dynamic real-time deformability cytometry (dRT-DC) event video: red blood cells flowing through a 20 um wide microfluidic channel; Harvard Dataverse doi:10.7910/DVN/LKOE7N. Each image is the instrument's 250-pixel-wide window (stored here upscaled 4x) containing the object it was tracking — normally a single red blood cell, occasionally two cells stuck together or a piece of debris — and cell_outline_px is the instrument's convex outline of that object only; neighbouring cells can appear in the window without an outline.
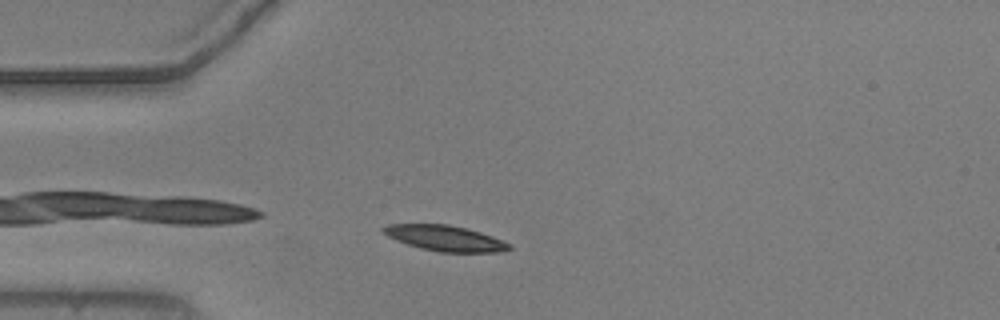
{"species": "common noctule bat (a hibernating species)", "species_latin": "Nyctalus noctula", "temperature_condition": "warm", "stored_images_in_passage": 42, "camera_frame_rate_fps": 3000, "um_per_image_px": 0.085, "animal": {"sex": "male", "body_mass_g": 20.5, "forearm_length_mm": 52.5}, "frame": {"image": 1, "passage_image": 2, "time_ms": 0.333, "image_size_px": [1000, 320], "cell_outline_px": [[512, 248], [500, 252], [440, 252], [420, 248], [396, 240], [380, 232], [380, 228], [388, 224], [448, 224], [468, 228], [492, 236], [512, 244]], "centroid_in_image_um": [37.82, 20.24], "position_along_channel_um": 47.2, "area_um2": 18.9}}
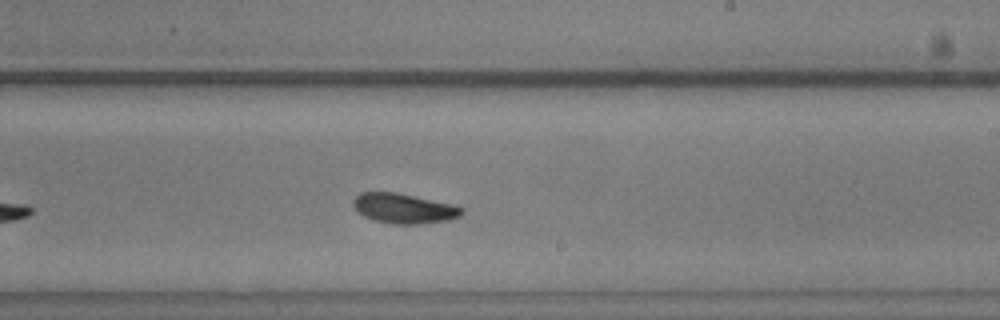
{"frame": {"image": 2, "passage_image": 20, "time_ms": 6.333, "image_size_px": [1000, 320], "cell_outline_px": [[464, 212], [460, 216], [448, 220], [416, 224], [392, 224], [372, 220], [364, 216], [352, 204], [352, 200], [360, 192], [396, 192], [448, 204], [464, 208]], "centroid_in_image_um": [34.29, 17.72], "position_along_channel_um": 254.7, "area_um2": 18.67}}
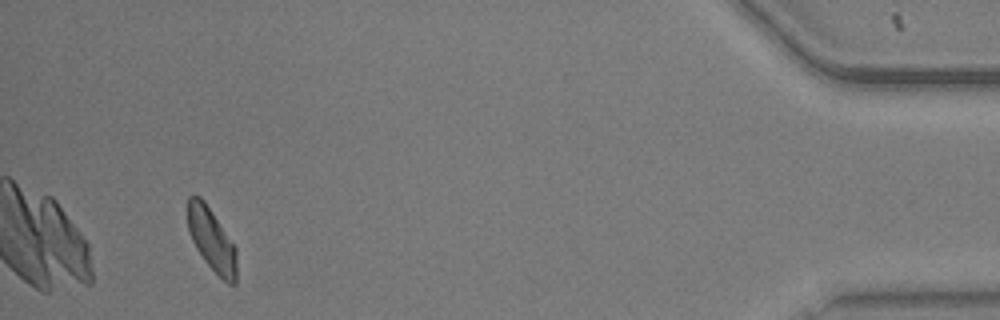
{"frame": {"image": 3, "passage_image": 39, "time_ms": 12.667, "image_size_px": [1000, 320], "cell_outline_px": [[236, 284], [228, 284], [204, 260], [196, 248], [188, 232], [188, 196], [200, 196], [204, 200], [236, 248]], "centroid_in_image_um": [17.98, 20.37], "position_along_channel_um": 417.2, "area_um2": 17.63}, "authors_computed_cell_mechanics": {"area_um2": 18.7561, "velocity_mm_per_s": 3.6942, "shape_relaxation_time_tau1_ms": 3.8151, "shape_relaxation_time_tau2_ms": 2.9286, "deformation_change_tau1": 0.138, "deformation_change_tau2": 0.0918}}